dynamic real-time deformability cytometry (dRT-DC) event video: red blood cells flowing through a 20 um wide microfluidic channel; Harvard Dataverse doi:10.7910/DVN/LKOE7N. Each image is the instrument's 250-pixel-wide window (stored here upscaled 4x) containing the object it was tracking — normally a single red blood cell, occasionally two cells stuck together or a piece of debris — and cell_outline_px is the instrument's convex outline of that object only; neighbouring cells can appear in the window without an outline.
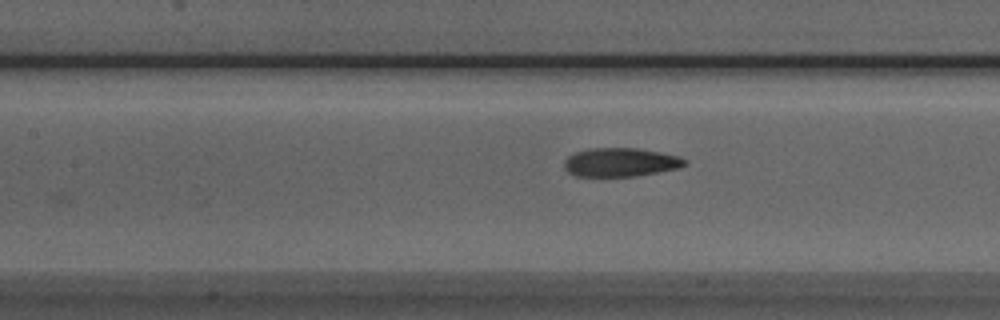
{"species": "Egyptian fruit bat (a non-hibernating species)", "species_latin": "Rousettus aegyptiacus", "temperature_condition": "room temperature", "stored_images_in_passage": 7, "segment_of_instrument_passage": [1, 2], "camera_frame_rate_fps": 3000, "um_per_image_px": 0.085, "animal": {"sex": "male"}, "frame": {"image": 1, "passage_image": 5, "time_ms": 4.667, "image_size_px": [1000, 320], "cell_outline_px": [[688, 164], [680, 168], [636, 176], [576, 176], [568, 172], [564, 168], [564, 160], [568, 156], [576, 152], [592, 148], [636, 148], [660, 152], [680, 156], [688, 160]], "centroid_in_image_um": [52.78, 13.79], "position_along_channel_um": 154.6, "area_um2": 20.29}}
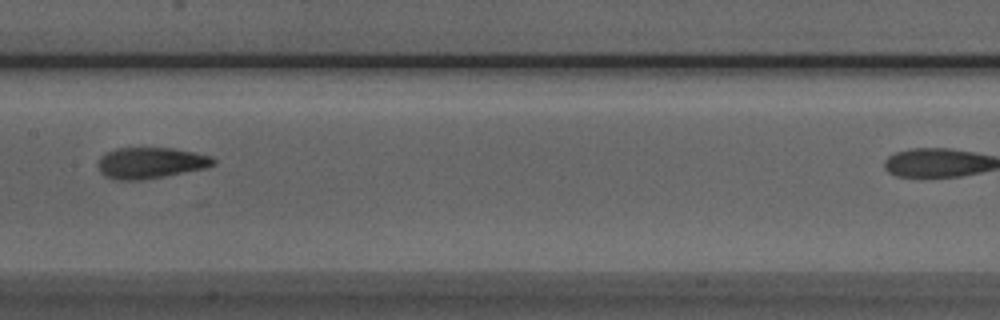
{"frame": {"image": 2, "passage_image": 6, "time_ms": 5.667, "image_size_px": [1000, 320], "cell_outline_px": [[216, 164], [204, 168], [164, 176], [140, 180], [116, 180], [104, 176], [100, 172], [96, 164], [100, 156], [104, 152], [116, 148], [172, 148], [212, 156], [216, 160]], "centroid_in_image_um": [12.74, 13.84], "position_along_channel_um": 194.7, "area_um2": 21.04}}